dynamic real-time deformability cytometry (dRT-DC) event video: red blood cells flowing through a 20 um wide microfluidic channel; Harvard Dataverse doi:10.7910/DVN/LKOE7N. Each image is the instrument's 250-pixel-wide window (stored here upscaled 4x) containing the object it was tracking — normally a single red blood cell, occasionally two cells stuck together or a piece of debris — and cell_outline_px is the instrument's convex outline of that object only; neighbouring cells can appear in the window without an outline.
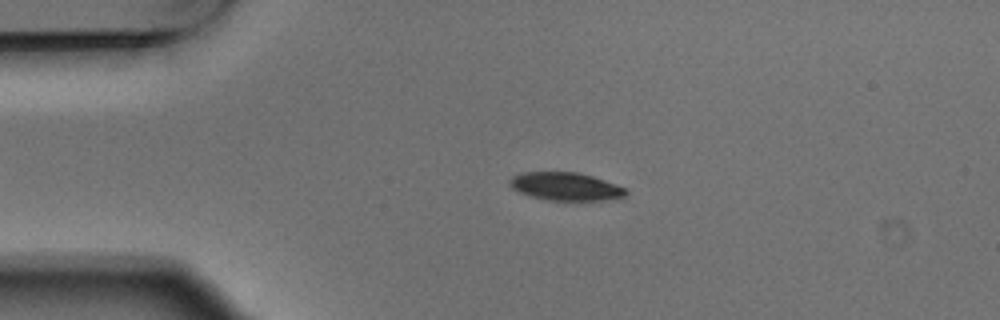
{"species": "Egyptian fruit bat (a non-hibernating species)", "species_latin": "Rousettus aegyptiacus", "temperature_condition": "warm", "stored_images_in_passage": 4, "camera_frame_rate_fps": 3000, "um_per_image_px": 0.085, "animal": {"sex": "male"}, "frame": {"image": 1, "passage_image": 3, "time_ms": 0.667, "image_size_px": [1000, 320], "cell_outline_px": [[628, 192], [624, 196], [604, 200], [548, 200], [532, 196], [520, 192], [512, 188], [508, 184], [508, 180], [512, 176], [524, 172], [576, 172], [592, 176], [628, 188]], "centroid_in_image_um": [48.08, 15.84], "position_along_channel_um": 36.9, "area_um2": 18.9}}